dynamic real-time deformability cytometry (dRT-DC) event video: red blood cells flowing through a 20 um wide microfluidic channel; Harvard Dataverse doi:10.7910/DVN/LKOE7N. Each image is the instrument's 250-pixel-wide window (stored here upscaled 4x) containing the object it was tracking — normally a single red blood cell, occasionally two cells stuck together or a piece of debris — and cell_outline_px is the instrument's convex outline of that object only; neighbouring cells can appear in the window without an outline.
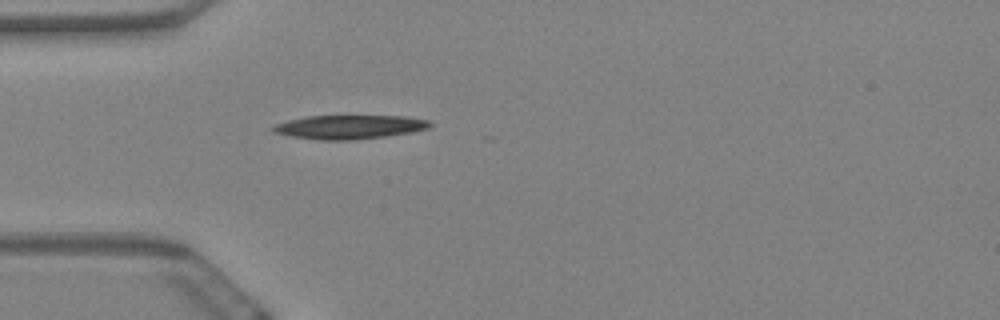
{"species": "Egyptian fruit bat (a non-hibernating species)", "species_latin": "Rousettus aegyptiacus", "temperature_condition": "warm", "stored_images_in_passage": 12, "camera_frame_rate_fps": 3000, "um_per_image_px": 0.085, "animal": {"sex": "female"}, "frame": {"image": 1, "passage_image": 1, "time_ms": 0.0, "image_size_px": [1000, 320], "cell_outline_px": [[432, 124], [428, 128], [412, 132], [384, 136], [352, 140], [320, 140], [292, 136], [272, 132], [268, 128], [276, 124], [288, 120], [308, 116], [404, 116], [432, 120]], "centroid_in_image_um": [29.69, 10.79], "position_along_channel_um": 55.3, "area_um2": 21.85}}
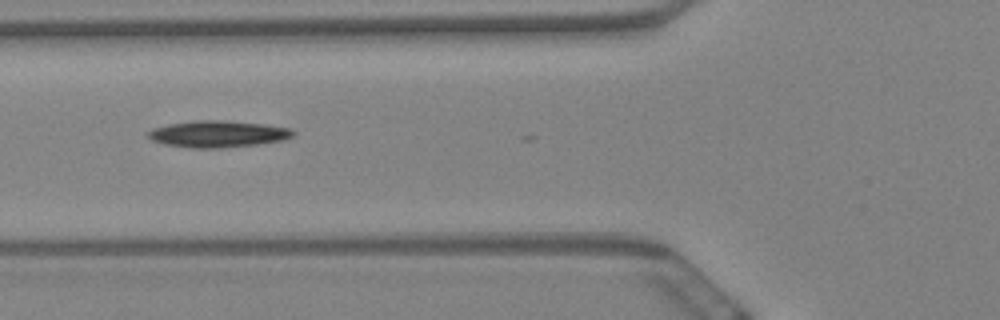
{"frame": {"image": 2, "passage_image": 6, "time_ms": 1.667, "image_size_px": [1000, 320], "cell_outline_px": [[296, 132], [292, 136], [284, 140], [256, 144], [220, 148], [192, 148], [164, 144], [152, 140], [148, 136], [148, 132], [152, 128], [168, 124], [196, 120], [224, 120], [264, 124], [292, 128]], "centroid_in_image_um": [18.53, 11.38], "position_along_channel_um": 107.3, "area_um2": 22.54}}
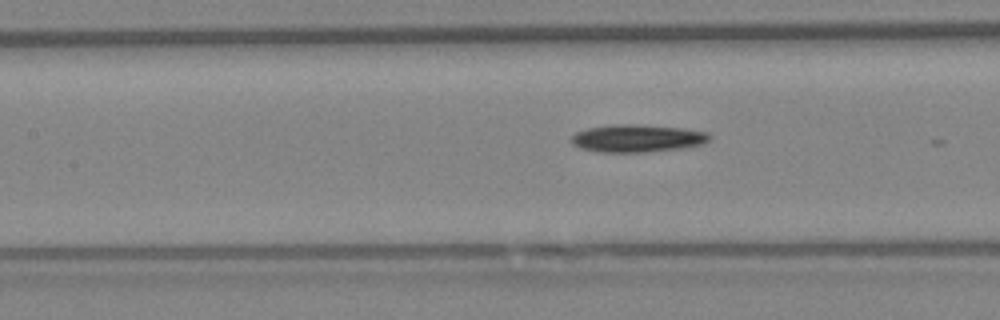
{"frame": {"image": 3, "passage_image": 10, "time_ms": 3.0, "image_size_px": [1000, 320], "cell_outline_px": [[712, 136], [708, 140], [700, 144], [684, 148], [644, 152], [600, 152], [580, 148], [572, 144], [572, 136], [576, 132], [588, 128], [612, 124], [632, 124], [680, 128], [708, 132]], "centroid_in_image_um": [54.15, 11.76], "position_along_channel_um": 153.3, "area_um2": 22.08}}